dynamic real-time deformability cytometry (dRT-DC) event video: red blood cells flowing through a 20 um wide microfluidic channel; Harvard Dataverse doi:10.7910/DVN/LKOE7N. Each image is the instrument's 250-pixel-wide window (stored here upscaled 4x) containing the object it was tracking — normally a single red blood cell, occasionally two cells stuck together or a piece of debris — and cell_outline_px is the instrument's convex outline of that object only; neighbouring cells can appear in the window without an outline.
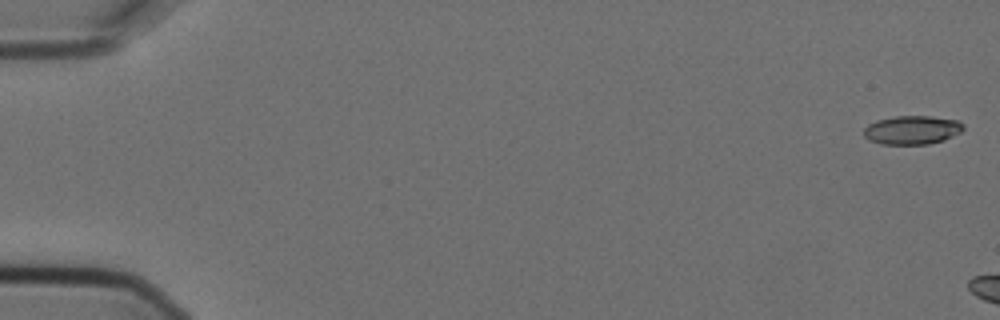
{"species": "Egyptian fruit bat (a non-hibernating species)", "species_latin": "Rousettus aegyptiacus", "temperature_condition": "cold", "stored_images_in_passage": 2, "camera_frame_rate_fps": 3000, "um_per_image_px": 0.085, "animal": {"sex": "female"}, "frame": {"image": 1, "passage_image": 1, "time_ms": 0.0, "image_size_px": [1000, 320], "cell_outline_px": [[964, 128], [960, 132], [944, 140], [928, 144], [880, 144], [868, 140], [864, 136], [864, 128], [868, 124], [876, 120], [896, 116], [932, 116], [960, 120], [964, 124]], "centroid_in_image_um": [77.53, 11.04], "position_along_channel_um": 7.5, "area_um2": 16.82}}